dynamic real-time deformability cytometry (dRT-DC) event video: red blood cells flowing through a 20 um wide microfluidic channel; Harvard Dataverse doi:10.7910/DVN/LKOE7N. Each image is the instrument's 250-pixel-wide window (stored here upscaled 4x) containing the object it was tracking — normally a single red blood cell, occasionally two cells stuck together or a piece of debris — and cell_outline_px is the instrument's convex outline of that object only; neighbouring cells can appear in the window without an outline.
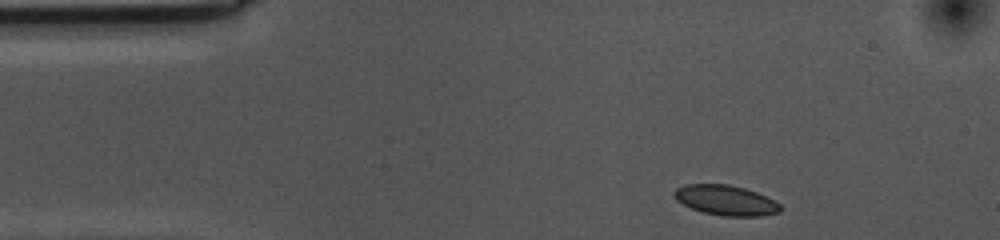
{"species": "common noctule bat (a hibernating species)", "species_latin": "Nyctalus noctula", "temperature_condition": "cold", "stored_images_in_passage": 38, "camera_frame_rate_fps": 3000, "um_per_image_px": 0.085, "animal": {"sex": "female", "body_mass_g": 10.0, "forearm_length_mm": 53.1}, "frame": {"image": 1, "passage_image": 1, "time_ms": 0.0, "image_size_px": [1000, 240], "cell_outline_px": [[780, 212], [760, 216], [720, 216], [704, 212], [692, 208], [676, 200], [672, 192], [676, 188], [684, 184], [728, 184], [744, 188], [756, 192], [780, 204]], "centroid_in_image_um": [61.65, 17.02], "position_along_channel_um": 23.3, "area_um2": 18.5}}
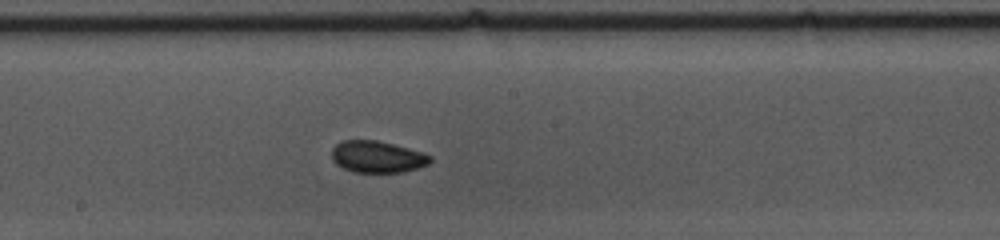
{"frame": {"image": 2, "passage_image": 22, "time_ms": 7.0, "image_size_px": [1000, 240], "cell_outline_px": [[432, 160], [428, 164], [404, 172], [352, 172], [336, 164], [332, 160], [332, 148], [340, 140], [376, 140], [424, 152], [432, 156]], "centroid_in_image_um": [32.06, 13.32], "position_along_channel_um": 216.1, "area_um2": 18.26}}
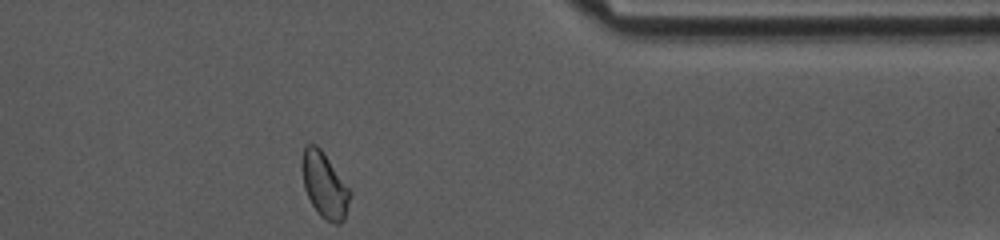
{"frame": {"image": 3, "passage_image": 38, "time_ms": 12.333, "image_size_px": [1000, 240], "cell_outline_px": [[352, 192], [344, 220], [340, 224], [336, 224], [324, 220], [320, 216], [312, 204], [304, 188], [300, 168], [300, 160], [304, 144], [316, 144], [320, 148]], "centroid_in_image_um": [27.55, 15.72], "position_along_channel_um": 383.9, "area_um2": 18.55}, "authors_computed_cell_mechanics": {"area_um2": 18.2648, "velocity_mm_per_s": 3.516, "shape_relaxation_time_tau1_ms": 8.679, "shape_relaxation_time_tau2_ms": 4.6407, "deformation_change_tau1": 0.1142, "deformation_change_tau2": 0.0547}}